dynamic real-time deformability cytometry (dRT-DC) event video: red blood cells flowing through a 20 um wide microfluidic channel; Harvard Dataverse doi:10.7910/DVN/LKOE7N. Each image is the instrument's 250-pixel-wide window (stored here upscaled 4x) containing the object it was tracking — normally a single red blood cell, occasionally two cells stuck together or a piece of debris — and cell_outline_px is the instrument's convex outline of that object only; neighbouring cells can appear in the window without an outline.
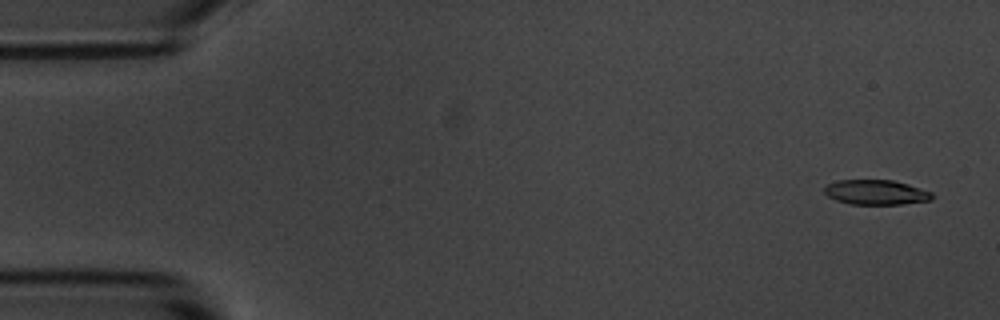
{"species": "common noctule bat (a hibernating species)", "species_latin": "Nyctalus noctula", "temperature_condition": "room temperature", "stored_images_in_passage": 5, "camera_frame_rate_fps": 3000, "um_per_image_px": 0.085, "animal": {"sex": "male", "body_mass_g": 20.1, "forearm_length_mm": 53.5}, "frame": {"image": 1, "passage_image": 1, "time_ms": 0.0, "image_size_px": [1000, 320], "cell_outline_px": [[936, 196], [932, 200], [900, 204], [848, 204], [836, 200], [828, 196], [824, 192], [824, 188], [828, 184], [840, 180], [892, 180], [908, 184], [932, 192]], "centroid_in_image_um": [74.49, 16.35], "position_along_channel_um": 10.5, "area_um2": 15.61}}
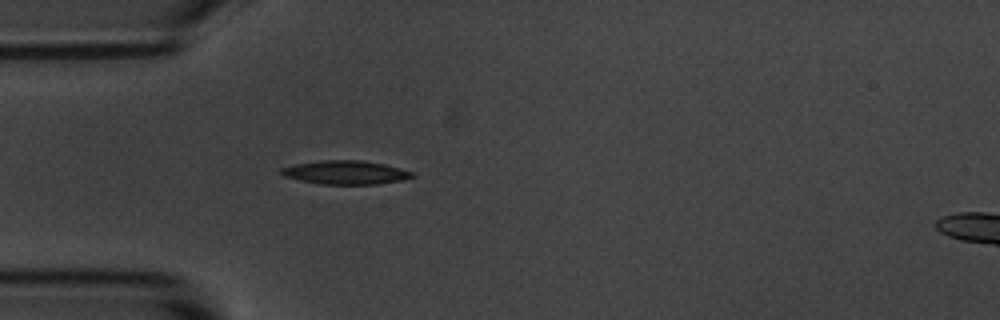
{"frame": {"image": 2, "passage_image": 5, "time_ms": 4.333, "image_size_px": [1000, 320], "cell_outline_px": [[416, 176], [404, 180], [376, 184], [324, 184], [300, 180], [284, 176], [280, 172], [280, 168], [296, 164], [320, 160], [360, 160], [384, 164], [400, 168], [412, 172]], "centroid_in_image_um": [29.39, 14.65], "position_along_channel_um": 55.6, "area_um2": 17.98}}